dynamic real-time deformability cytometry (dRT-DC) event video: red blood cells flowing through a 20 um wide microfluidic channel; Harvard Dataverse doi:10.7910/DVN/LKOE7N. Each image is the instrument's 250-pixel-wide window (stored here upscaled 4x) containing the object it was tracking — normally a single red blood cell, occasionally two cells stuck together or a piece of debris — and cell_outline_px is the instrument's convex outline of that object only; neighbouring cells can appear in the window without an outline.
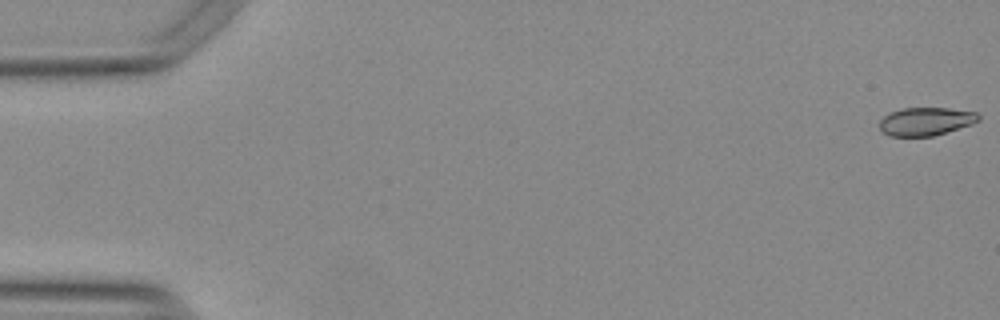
{"species": "Egyptian fruit bat (a non-hibernating species)", "species_latin": "Rousettus aegyptiacus", "temperature_condition": "warm", "stored_images_in_passage": 55, "camera_frame_rate_fps": 3000, "um_per_image_px": 0.085, "animal": {"sex": "female"}, "frame": {"image": 1, "passage_image": 1, "time_ms": 0.0, "image_size_px": [1000, 320], "cell_outline_px": [[980, 120], [972, 124], [932, 136], [888, 136], [880, 128], [880, 120], [888, 112], [900, 108], [948, 108], [976, 112], [980, 116]], "centroid_in_image_um": [78.68, 10.31], "position_along_channel_um": 6.3, "area_um2": 16.24}}
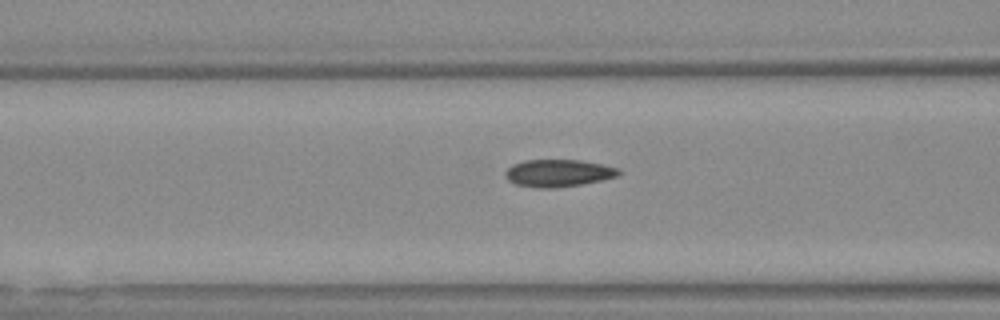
{"frame": {"image": 2, "passage_image": 22, "time_ms": 7.0, "image_size_px": [1000, 320], "cell_outline_px": [[624, 172], [616, 176], [600, 180], [580, 184], [552, 188], [540, 188], [516, 184], [508, 180], [504, 176], [504, 172], [512, 164], [524, 160], [580, 160], [620, 168]], "centroid_in_image_um": [47.44, 14.7], "position_along_channel_um": 119.2, "area_um2": 17.98}}
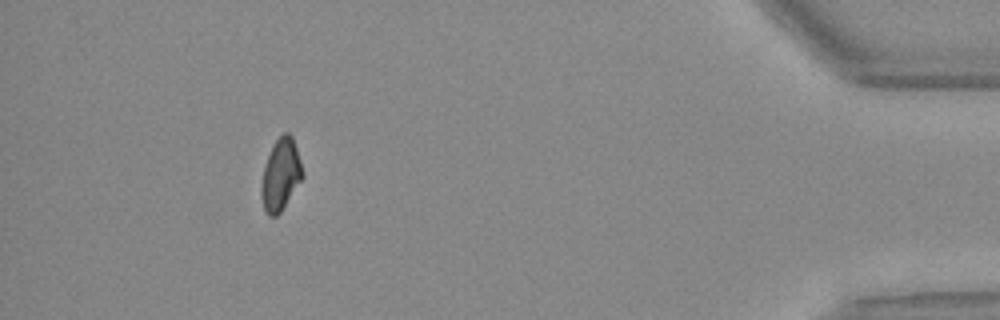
{"frame": {"image": 3, "passage_image": 50, "time_ms": 16.333, "image_size_px": [1000, 320], "cell_outline_px": [[304, 176], [280, 212], [276, 216], [268, 216], [264, 208], [260, 196], [260, 188], [264, 164], [272, 144], [284, 132], [288, 132], [292, 136], [300, 160]], "centroid_in_image_um": [23.83, 14.84], "position_along_channel_um": 411.4, "area_um2": 17.22}, "authors_computed_cell_mechanics": {"area_um2": 17.34, "velocity_mm_per_s": 3.791, "shape_relaxation_time_tau1_ms": null, "shape_relaxation_time_tau2_ms": 3.1593, "deformation_change_tau1": null, "deformation_change_tau2": 0.0608}}